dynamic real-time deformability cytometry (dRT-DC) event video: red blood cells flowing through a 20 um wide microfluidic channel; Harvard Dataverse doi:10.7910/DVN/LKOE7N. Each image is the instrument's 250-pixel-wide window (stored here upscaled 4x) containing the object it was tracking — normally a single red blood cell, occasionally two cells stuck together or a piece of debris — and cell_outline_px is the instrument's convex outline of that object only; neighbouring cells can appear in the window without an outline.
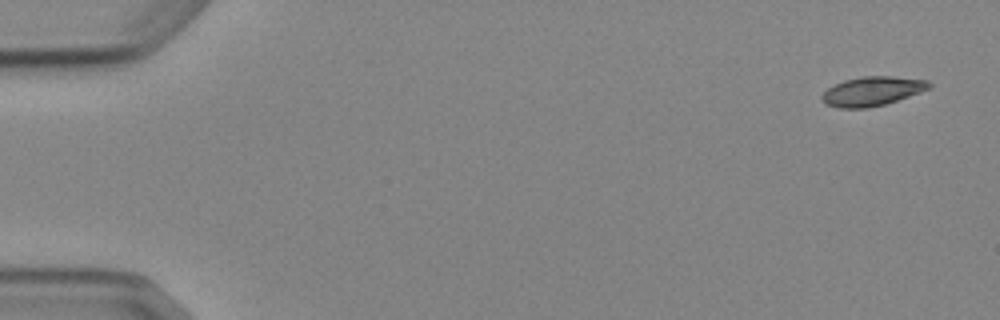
{"species": "Egyptian fruit bat (a non-hibernating species)", "species_latin": "Rousettus aegyptiacus", "temperature_condition": "cold", "stored_images_in_passage": 5, "camera_frame_rate_fps": 3000, "um_per_image_px": 0.085, "animal": {"sex": "female"}, "frame": {"image": 1, "passage_image": 1, "time_ms": 0.0, "image_size_px": [1000, 320], "cell_outline_px": [[932, 88], [884, 104], [868, 108], [840, 108], [824, 104], [820, 100], [820, 96], [828, 88], [844, 80], [864, 76], [892, 76], [928, 80], [932, 84]], "centroid_in_image_um": [74.12, 7.75], "position_along_channel_um": 10.9, "area_um2": 18.26}}
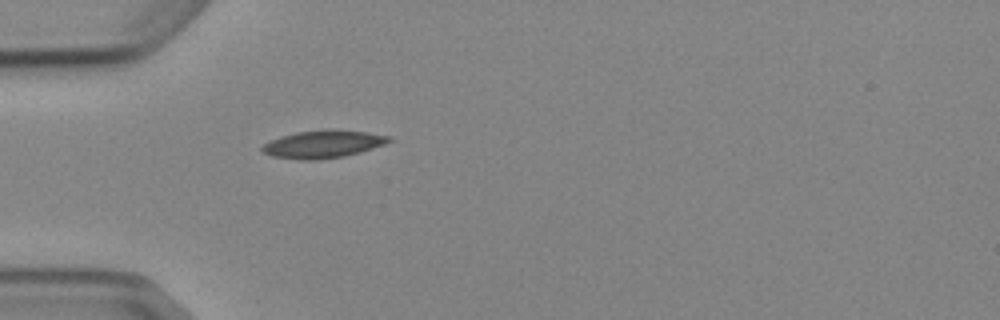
{"frame": {"image": 2, "passage_image": 5, "time_ms": 4.667, "image_size_px": [1000, 320], "cell_outline_px": [[392, 140], [384, 144], [360, 152], [344, 156], [316, 160], [300, 160], [272, 156], [260, 152], [260, 148], [264, 144], [272, 140], [296, 132], [324, 128], [328, 128], [364, 132], [388, 136]], "centroid_in_image_um": [27.41, 12.25], "position_along_channel_um": 57.6, "area_um2": 20.4}}